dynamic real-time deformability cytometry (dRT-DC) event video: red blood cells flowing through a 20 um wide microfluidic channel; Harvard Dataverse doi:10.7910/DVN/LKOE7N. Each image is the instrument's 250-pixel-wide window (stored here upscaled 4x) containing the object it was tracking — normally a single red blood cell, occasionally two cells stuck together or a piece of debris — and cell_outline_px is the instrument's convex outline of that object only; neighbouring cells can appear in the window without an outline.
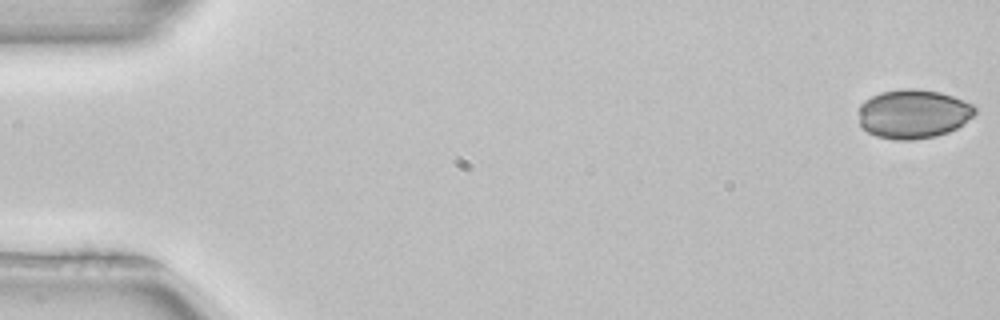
{"species": "common noctule bat (a hibernating species)", "species_latin": "Nyctalus noctula", "temperature_condition": "room temperature", "stored_images_in_passage": 12, "segment_of_instrument_passage": [1, 2], "camera_frame_rate_fps": 3000, "um_per_image_px": 0.085, "animal": {"sex": "female", "body_mass_g": 22.7, "forearm_length_mm": 54.2}, "frame": {"image": 1, "passage_image": 1, "time_ms": 0.0, "image_size_px": [1000, 320], "cell_outline_px": [[976, 112], [972, 116], [956, 128], [948, 132], [936, 136], [912, 140], [896, 140], [876, 136], [868, 132], [860, 124], [860, 104], [864, 100], [880, 92], [900, 88], [916, 88], [940, 92], [952, 96], [972, 104], [976, 108]], "centroid_in_image_um": [77.61, 9.67], "position_along_channel_um": 7.4, "area_um2": 33.23}}